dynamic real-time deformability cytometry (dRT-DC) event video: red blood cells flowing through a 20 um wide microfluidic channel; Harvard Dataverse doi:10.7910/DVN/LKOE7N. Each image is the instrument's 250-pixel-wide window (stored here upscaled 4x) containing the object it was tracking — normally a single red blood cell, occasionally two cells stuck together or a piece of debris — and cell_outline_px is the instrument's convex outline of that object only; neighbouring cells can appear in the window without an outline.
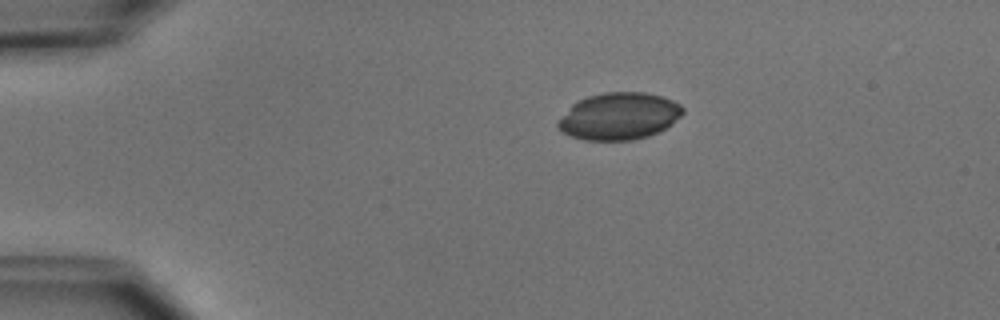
{"species": "common noctule bat (a hibernating species)", "species_latin": "Nyctalus noctula", "temperature_condition": "cold", "stored_images_in_passage": 5, "camera_frame_rate_fps": 3000, "um_per_image_px": 0.085, "animal": {"sex": "male", "body_mass_g": 15.6}, "frame": {"image": 1, "passage_image": 2, "time_ms": 1.0, "image_size_px": [1000, 320], "cell_outline_px": [[684, 112], [672, 124], [648, 136], [632, 140], [584, 140], [572, 136], [556, 128], [556, 124], [572, 104], [588, 96], [604, 92], [644, 92], [660, 96], [672, 100], [680, 104], [684, 108]], "centroid_in_image_um": [52.63, 9.87], "position_along_channel_um": 32.4, "area_um2": 33.99}}